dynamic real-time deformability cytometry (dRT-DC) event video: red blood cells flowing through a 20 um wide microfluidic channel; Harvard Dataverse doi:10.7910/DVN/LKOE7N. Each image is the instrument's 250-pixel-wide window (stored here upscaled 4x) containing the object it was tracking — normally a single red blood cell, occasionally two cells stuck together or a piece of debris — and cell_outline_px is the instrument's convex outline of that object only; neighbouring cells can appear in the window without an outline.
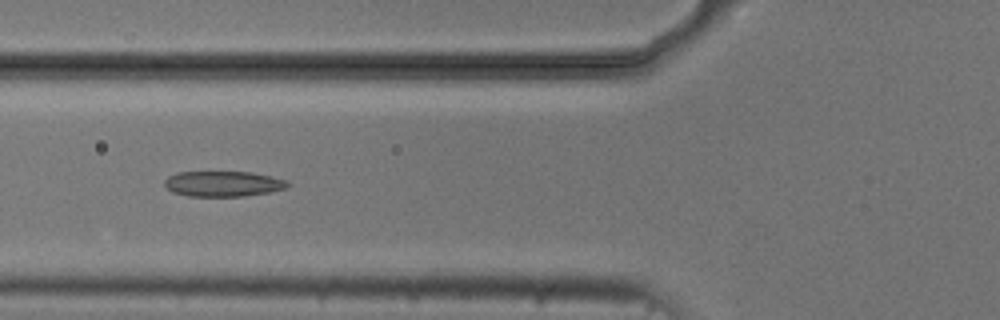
{"species": "common noctule bat (a hibernating species)", "species_latin": "Nyctalus noctula", "temperature_condition": "cold", "stored_images_in_passage": 5, "camera_frame_rate_fps": 3000, "um_per_image_px": 0.085, "animal": {"sex": "male", "body_mass_g": 20.5, "forearm_length_mm": 52.5}, "frame": {"image": 1, "passage_image": 5, "time_ms": 5.333, "image_size_px": [1000, 320], "cell_outline_px": [[288, 188], [268, 192], [244, 196], [188, 196], [172, 192], [164, 184], [164, 180], [168, 176], [180, 172], [252, 172], [284, 180], [288, 184]], "centroid_in_image_um": [18.92, 15.62], "position_along_channel_um": 106.9, "area_um2": 18.03}}